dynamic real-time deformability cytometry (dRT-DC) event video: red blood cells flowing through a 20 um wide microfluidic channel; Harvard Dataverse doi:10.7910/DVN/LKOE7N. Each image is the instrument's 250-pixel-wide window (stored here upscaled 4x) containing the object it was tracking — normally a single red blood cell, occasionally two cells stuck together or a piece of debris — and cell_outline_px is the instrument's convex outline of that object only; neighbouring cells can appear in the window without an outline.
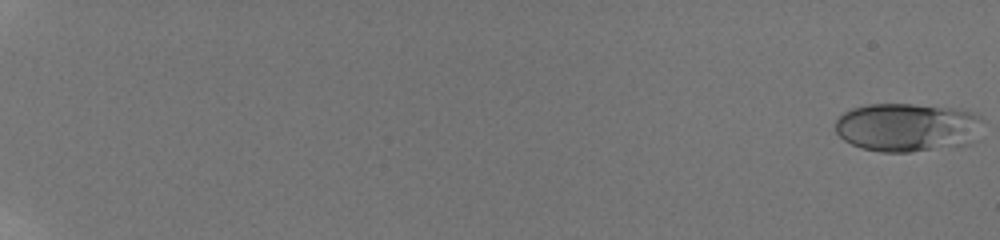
{"species": "human", "species_latin": "Homo sapiens", "temperature_condition": "room temperature", "stored_images_in_passage": 21, "camera_frame_rate_fps": 3000, "um_per_image_px": 0.085, "donor": {"sex": "male"}, "frame": {"image": 1, "passage_image": 1, "time_ms": 0.0, "image_size_px": [1000, 240], "cell_outline_px": [[980, 140], [972, 144], [908, 152], [880, 152], [864, 148], [852, 144], [844, 140], [836, 132], [836, 120], [844, 112], [852, 108], [868, 104], [912, 104], [956, 108], [972, 112], [980, 116]], "centroid_in_image_um": [77.17, 10.82], "position_along_channel_um": 7.8, "area_um2": 42.08}}
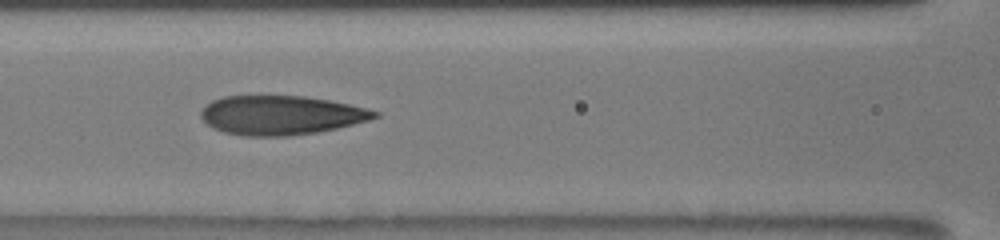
{"frame": {"image": 2, "passage_image": 17, "time_ms": 10.0, "image_size_px": [1000, 240], "cell_outline_px": [[380, 116], [368, 120], [336, 128], [316, 132], [288, 136], [244, 136], [224, 132], [212, 128], [200, 116], [200, 112], [212, 100], [224, 96], [304, 96], [328, 100], [368, 108], [380, 112]], "centroid_in_image_um": [23.88, 9.79], "position_along_channel_um": 142.7, "area_um2": 39.48}}
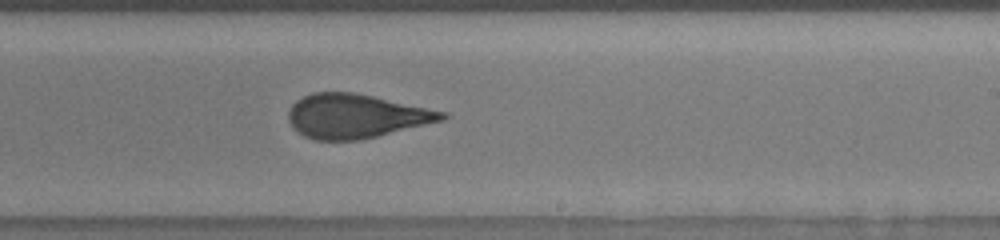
{"frame": {"image": 3, "passage_image": 21, "time_ms": 13.0, "image_size_px": [1000, 240], "cell_outline_px": [[448, 116], [444, 120], [360, 140], [312, 140], [304, 136], [292, 128], [288, 120], [288, 112], [292, 104], [296, 100], [312, 92], [352, 92], [372, 96], [448, 112]], "centroid_in_image_um": [30.22, 9.87], "position_along_channel_um": 258.8, "area_um2": 39.42}}